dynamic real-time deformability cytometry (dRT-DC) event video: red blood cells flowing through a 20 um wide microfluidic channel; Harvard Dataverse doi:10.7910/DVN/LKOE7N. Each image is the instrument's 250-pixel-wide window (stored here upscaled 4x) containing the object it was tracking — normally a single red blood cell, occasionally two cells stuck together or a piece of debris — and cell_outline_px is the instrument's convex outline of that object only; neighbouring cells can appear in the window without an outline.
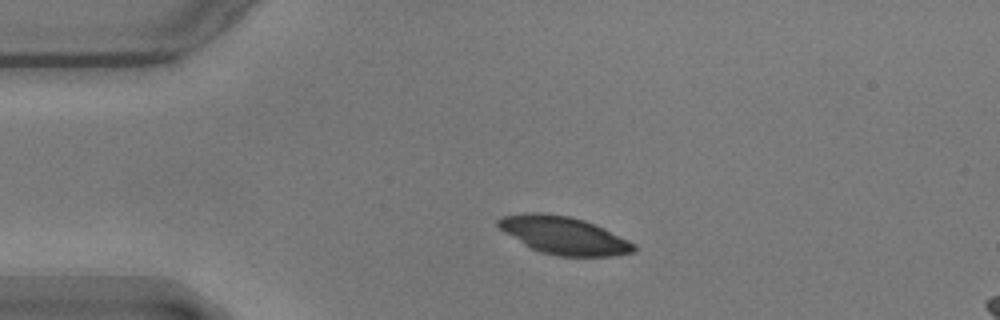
{"species": "common noctule bat (a hibernating species)", "species_latin": "Nyctalus noctula", "temperature_condition": "warm", "stored_images_in_passage": 45, "camera_frame_rate_fps": 3000, "um_per_image_px": 0.085, "animal": {"sex": "male", "body_mass_g": 17.9}, "frame": {"image": 1, "passage_image": 1, "time_ms": 0.0, "image_size_px": [1000, 320], "cell_outline_px": [[636, 248], [632, 252], [612, 256], [560, 256], [540, 252], [524, 244], [504, 232], [496, 224], [496, 220], [504, 216], [528, 212], [540, 212], [568, 216], [584, 220], [604, 228], [636, 244]], "centroid_in_image_um": [47.91, 20.0], "position_along_channel_um": 37.1, "area_um2": 29.54}}
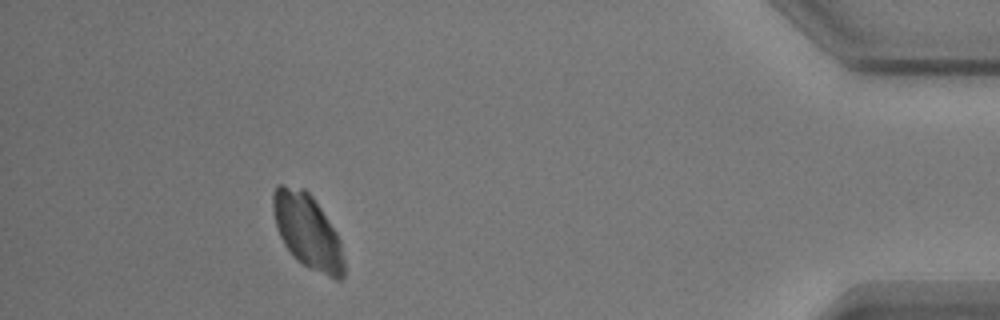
{"frame": {"image": 2, "passage_image": 40, "time_ms": 13.0, "image_size_px": [1000, 320], "cell_outline_px": [[344, 280], [336, 280], [296, 260], [292, 256], [284, 244], [276, 228], [272, 212], [272, 192], [276, 184], [280, 184], [304, 188], [312, 196], [336, 232], [340, 240], [344, 260]], "centroid_in_image_um": [26.11, 19.63], "position_along_channel_um": 409.1, "area_um2": 30.87}}